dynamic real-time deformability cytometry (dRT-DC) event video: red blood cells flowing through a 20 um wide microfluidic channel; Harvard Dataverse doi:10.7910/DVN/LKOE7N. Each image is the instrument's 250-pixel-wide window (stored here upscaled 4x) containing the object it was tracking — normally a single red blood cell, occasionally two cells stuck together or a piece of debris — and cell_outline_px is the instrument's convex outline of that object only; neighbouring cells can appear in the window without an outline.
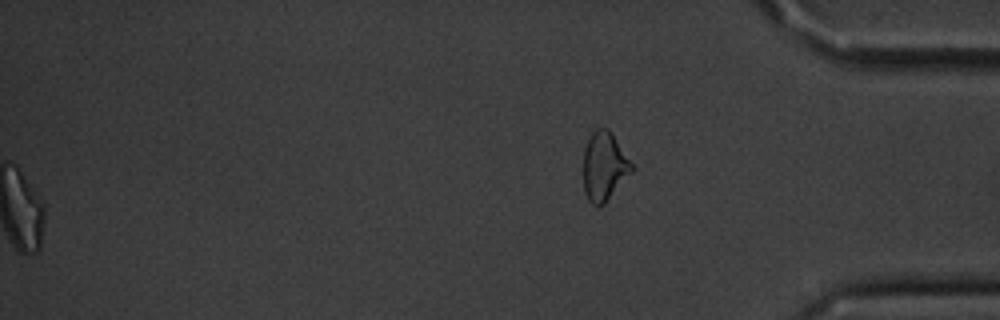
{"species": "common noctule bat (a hibernating species)", "species_latin": "Nyctalus noctula", "temperature_condition": "cold", "stored_images_in_passage": 56, "segment_of_instrument_passage": [2, 2], "camera_frame_rate_fps": 3000, "um_per_image_px": 0.085, "animal": {"sex": "male", "body_mass_g": 20.1, "forearm_length_mm": 53.5}, "frame": {"image": 1, "passage_image": 56, "time_ms": 18.333, "image_size_px": [1000, 320], "cell_outline_px": [[636, 168], [604, 204], [592, 204], [588, 200], [584, 192], [584, 148], [592, 132], [596, 128], [608, 128], [612, 132]], "centroid_in_image_um": [51.39, 14.12], "position_along_channel_um": 383.8, "area_um2": 19.48}}